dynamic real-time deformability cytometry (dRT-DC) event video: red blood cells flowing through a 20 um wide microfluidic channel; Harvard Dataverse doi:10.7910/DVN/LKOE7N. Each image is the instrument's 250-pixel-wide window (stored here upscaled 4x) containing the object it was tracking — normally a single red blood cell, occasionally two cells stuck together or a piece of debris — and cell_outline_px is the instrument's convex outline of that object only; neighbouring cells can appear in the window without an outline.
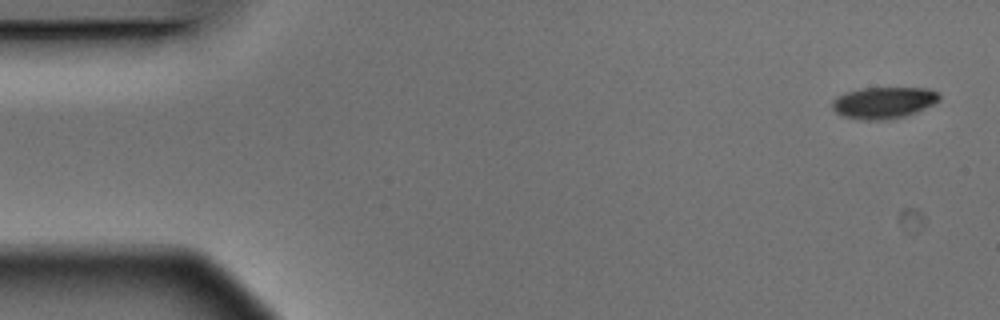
{"species": "Egyptian fruit bat (a non-hibernating species)", "species_latin": "Rousettus aegyptiacus", "temperature_condition": "warm", "stored_images_in_passage": 3, "camera_frame_rate_fps": 3000, "um_per_image_px": 0.085, "animal": {"sex": "male"}, "frame": {"image": 1, "passage_image": 1, "time_ms": 0.0, "image_size_px": [1000, 320], "cell_outline_px": [[940, 100], [936, 104], [916, 112], [904, 116], [880, 120], [860, 120], [844, 116], [836, 112], [832, 108], [832, 100], [836, 96], [860, 88], [928, 88], [936, 92], [940, 96]], "centroid_in_image_um": [75.11, 8.72], "position_along_channel_um": 9.9, "area_um2": 19.71}}